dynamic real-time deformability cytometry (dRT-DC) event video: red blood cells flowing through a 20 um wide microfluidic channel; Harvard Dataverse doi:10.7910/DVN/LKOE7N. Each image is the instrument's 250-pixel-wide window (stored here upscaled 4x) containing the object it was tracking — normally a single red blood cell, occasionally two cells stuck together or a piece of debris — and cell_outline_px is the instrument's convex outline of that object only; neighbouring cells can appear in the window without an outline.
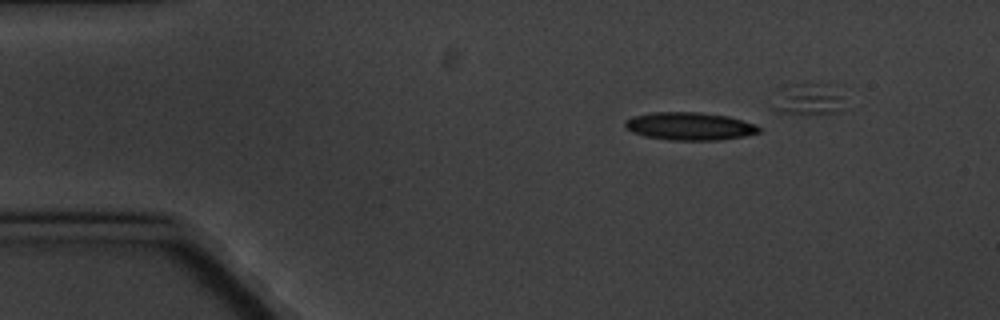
{"species": "common noctule bat (a hibernating species)", "species_latin": "Nyctalus noctula", "temperature_condition": "cold", "stored_images_in_passage": 4, "camera_frame_rate_fps": 3000, "um_per_image_px": 0.085, "animal": {"sex": "male", "body_mass_g": 20.1, "forearm_length_mm": 53.5}, "frame": {"image": 1, "passage_image": 1, "time_ms": 0.0, "image_size_px": [1000, 320], "cell_outline_px": [[764, 128], [760, 132], [744, 136], [720, 140], [668, 140], [644, 136], [632, 132], [624, 128], [624, 120], [632, 116], [652, 112], [700, 112], [728, 116], [756, 124]], "centroid_in_image_um": [58.61, 10.73], "position_along_channel_um": 26.4, "area_um2": 22.08}}